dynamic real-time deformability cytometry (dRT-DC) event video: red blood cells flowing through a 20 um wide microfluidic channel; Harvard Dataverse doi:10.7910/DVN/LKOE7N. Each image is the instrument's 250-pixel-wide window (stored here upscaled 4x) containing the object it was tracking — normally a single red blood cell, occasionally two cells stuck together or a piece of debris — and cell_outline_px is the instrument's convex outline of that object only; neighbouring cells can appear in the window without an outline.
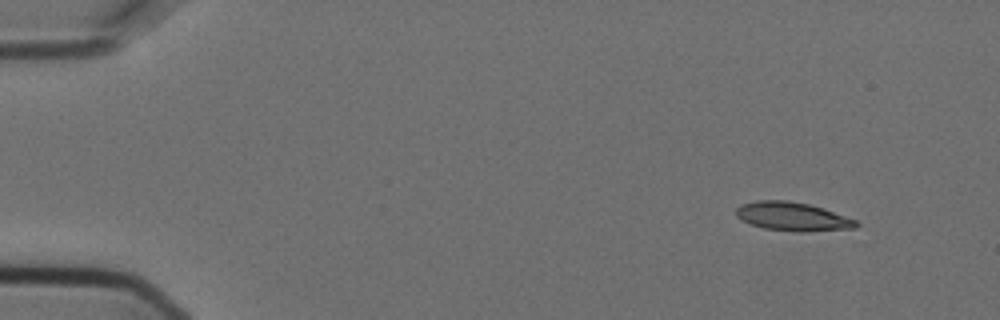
{"species": "Egyptian fruit bat (a non-hibernating species)", "species_latin": "Rousettus aegyptiacus", "temperature_condition": "cold", "stored_images_in_passage": 4, "camera_frame_rate_fps": 3000, "um_per_image_px": 0.085, "animal": {"sex": "female"}, "frame": {"image": 1, "passage_image": 1, "time_ms": 0.0, "image_size_px": [1000, 320], "cell_outline_px": [[860, 224], [856, 228], [804, 232], [796, 232], [764, 228], [752, 224], [736, 216], [736, 208], [740, 204], [756, 200], [788, 200], [808, 204], [824, 208], [856, 220]], "centroid_in_image_um": [67.38, 18.4], "position_along_channel_um": 17.6, "area_um2": 20.11}}
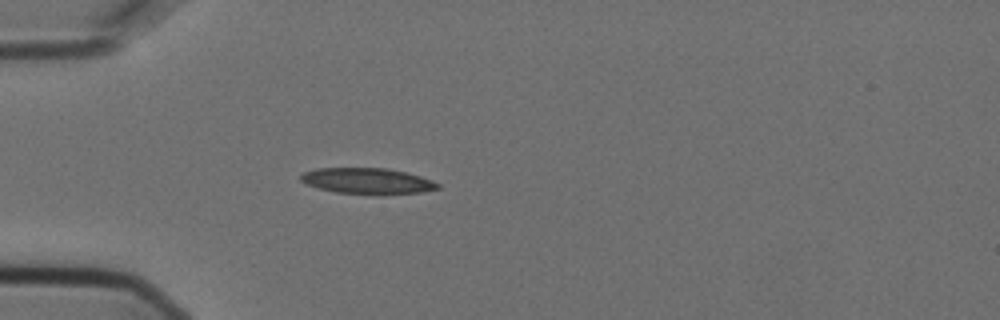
{"frame": {"image": 2, "passage_image": 4, "time_ms": 1.0, "image_size_px": [1000, 320], "cell_outline_px": [[440, 188], [424, 192], [380, 196], [336, 192], [320, 188], [308, 184], [300, 180], [300, 176], [304, 172], [316, 168], [388, 168], [420, 176], [432, 180], [440, 184]], "centroid_in_image_um": [31.29, 15.4], "position_along_channel_um": 53.7, "area_um2": 21.04}}